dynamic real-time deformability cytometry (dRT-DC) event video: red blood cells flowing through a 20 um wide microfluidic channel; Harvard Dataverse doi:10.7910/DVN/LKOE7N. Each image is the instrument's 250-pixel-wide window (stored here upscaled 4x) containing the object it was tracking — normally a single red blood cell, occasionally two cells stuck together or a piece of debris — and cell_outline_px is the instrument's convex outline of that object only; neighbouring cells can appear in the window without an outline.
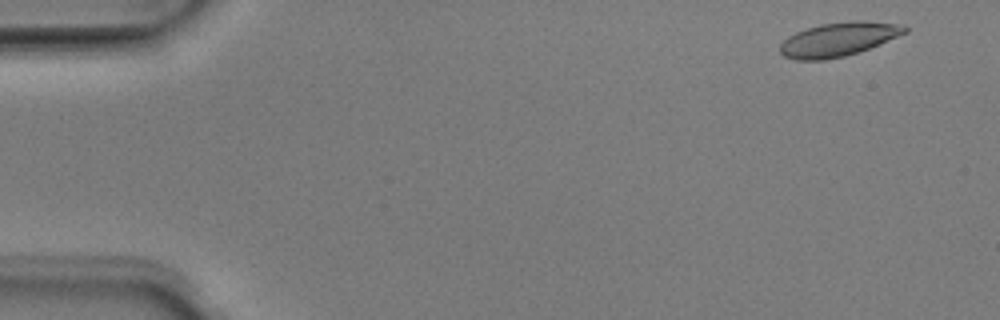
{"species": "Egyptian fruit bat (a non-hibernating species)", "species_latin": "Rousettus aegyptiacus", "temperature_condition": "room temperature", "stored_images_in_passage": 50, "camera_frame_rate_fps": 3000, "um_per_image_px": 0.085, "animal": {"sex": "male"}, "frame": {"image": 1, "passage_image": 3, "time_ms": 0.667, "image_size_px": [1000, 320], "cell_outline_px": [[908, 32], [868, 48], [844, 56], [824, 60], [796, 60], [784, 56], [780, 52], [780, 44], [788, 36], [796, 32], [820, 24], [848, 20], [864, 20], [896, 24], [908, 28]], "centroid_in_image_um": [71.23, 3.33], "position_along_channel_um": 13.8, "area_um2": 24.45}}
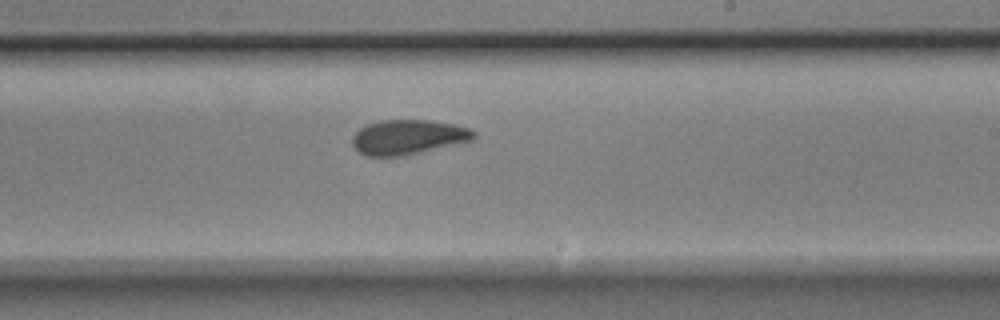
{"frame": {"image": 2, "passage_image": 30, "time_ms": 9.667, "image_size_px": [1000, 320], "cell_outline_px": [[476, 136], [472, 140], [420, 152], [400, 156], [368, 156], [360, 152], [352, 144], [352, 136], [360, 128], [368, 124], [380, 120], [428, 120], [452, 124], [468, 128], [476, 132]], "centroid_in_image_um": [34.67, 11.64], "position_along_channel_um": 254.3, "area_um2": 24.28}}
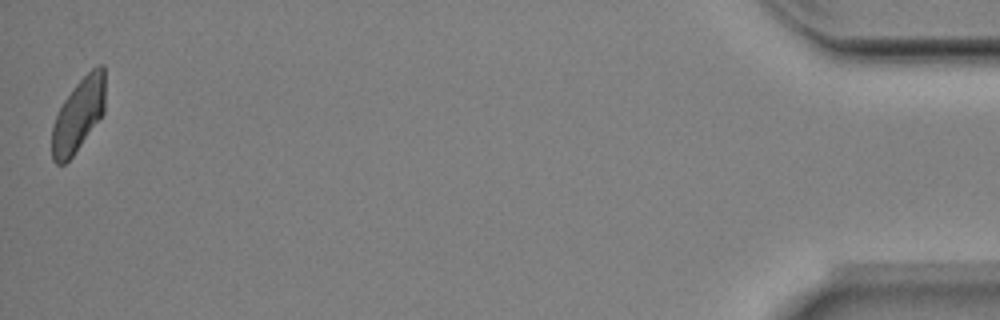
{"frame": {"image": 3, "passage_image": 50, "time_ms": 16.333, "image_size_px": [1000, 320], "cell_outline_px": [[104, 112], [72, 156], [64, 164], [56, 164], [52, 160], [52, 124], [64, 100], [76, 84], [92, 68], [100, 64], [104, 64]], "centroid_in_image_um": [6.65, 9.77], "position_along_channel_um": 428.5, "area_um2": 22.25}, "authors_computed_cell_mechanics": {"area_um2": 24.6228, "velocity_mm_per_s": 3.9999, "shape_relaxation_time_tau1_ms": 3.7795, "shape_relaxation_time_tau2_ms": 2.2097, "deformation_change_tau1": 0.1135, "deformation_change_tau2": 0.0657}}